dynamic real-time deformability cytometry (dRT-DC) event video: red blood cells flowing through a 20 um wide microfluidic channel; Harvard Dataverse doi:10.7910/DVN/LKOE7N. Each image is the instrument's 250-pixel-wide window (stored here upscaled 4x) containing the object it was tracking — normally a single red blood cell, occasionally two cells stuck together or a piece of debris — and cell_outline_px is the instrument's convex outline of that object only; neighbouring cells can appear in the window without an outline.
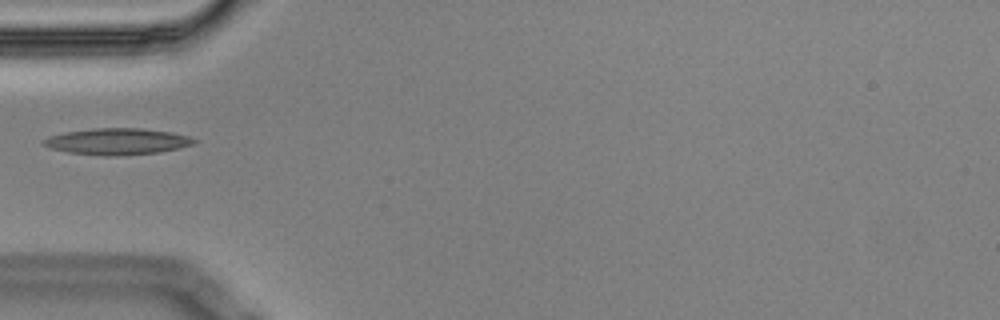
{"species": "Egyptian fruit bat (a non-hibernating species)", "species_latin": "Rousettus aegyptiacus", "temperature_condition": "cold", "stored_images_in_passage": 3, "camera_frame_rate_fps": 3000, "um_per_image_px": 0.085, "animal": {"sex": "male"}, "frame": {"image": 1, "passage_image": 1, "time_ms": 0.0, "image_size_px": [1000, 320], "cell_outline_px": [[200, 140], [196, 144], [180, 148], [160, 152], [112, 156], [104, 156], [68, 152], [48, 148], [40, 144], [40, 140], [48, 136], [64, 132], [96, 128], [140, 128], [172, 132], [188, 136]], "centroid_in_image_um": [9.95, 12.02], "position_along_channel_um": 75.0, "area_um2": 23.52}}
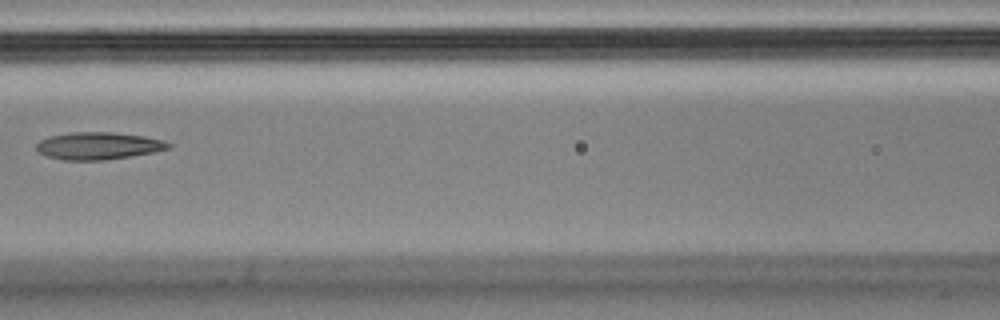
{"frame": {"image": 2, "passage_image": 3, "time_ms": 0.667, "image_size_px": [1000, 320], "cell_outline_px": [[172, 148], [152, 152], [104, 160], [64, 160], [48, 156], [40, 152], [36, 148], [36, 144], [40, 140], [48, 136], [68, 132], [112, 132], [144, 136], [160, 140], [172, 144]], "centroid_in_image_um": [8.33, 12.38], "position_along_channel_um": 158.3, "area_um2": 20.87}}